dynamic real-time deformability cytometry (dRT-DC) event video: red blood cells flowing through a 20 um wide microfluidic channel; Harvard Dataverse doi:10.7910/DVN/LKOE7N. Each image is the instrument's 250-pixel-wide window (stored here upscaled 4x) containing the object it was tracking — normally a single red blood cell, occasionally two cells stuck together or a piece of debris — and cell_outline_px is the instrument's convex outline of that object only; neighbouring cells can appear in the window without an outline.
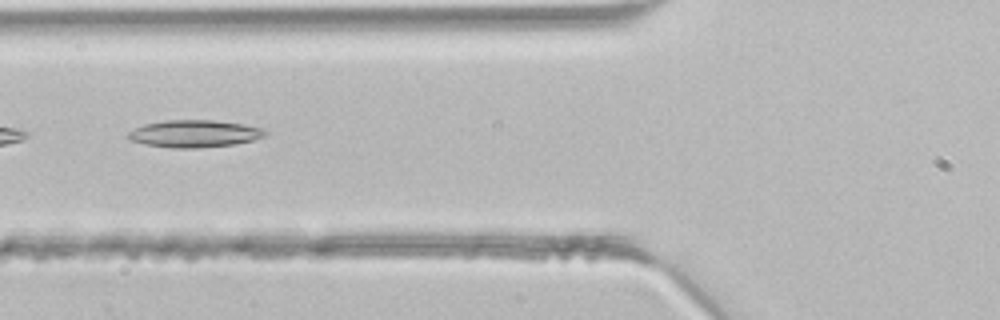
{"species": "common noctule bat (a hibernating species)", "species_latin": "Nyctalus noctula", "temperature_condition": "room temperature", "stored_images_in_passage": 4, "segment_of_instrument_passage": [2, 2], "camera_frame_rate_fps": 3000, "um_per_image_px": 0.085, "animal": {"sex": "male", "body_mass_g": 21.5, "forearm_length_mm": 52.0}, "frame": {"image": 1, "passage_image": 4, "time_ms": 1.0, "image_size_px": [1000, 320], "cell_outline_px": [[268, 132], [264, 136], [252, 140], [236, 144], [200, 148], [172, 148], [144, 144], [128, 140], [128, 132], [144, 124], [164, 120], [216, 120], [240, 124], [260, 128]], "centroid_in_image_um": [16.49, 11.37], "position_along_channel_um": 109.3, "area_um2": 21.73}}